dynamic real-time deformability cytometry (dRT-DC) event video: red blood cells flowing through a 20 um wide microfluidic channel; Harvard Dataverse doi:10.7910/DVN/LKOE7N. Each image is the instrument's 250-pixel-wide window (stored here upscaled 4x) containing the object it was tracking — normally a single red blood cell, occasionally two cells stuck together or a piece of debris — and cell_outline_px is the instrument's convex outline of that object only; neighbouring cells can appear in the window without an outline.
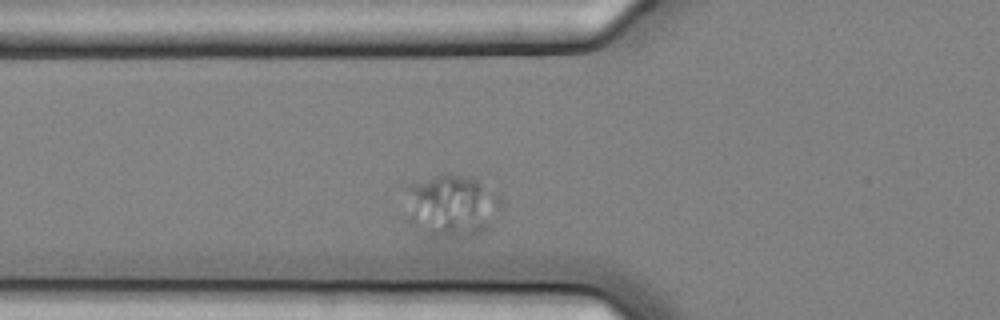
{"species": "common noctule bat (a hibernating species)", "species_latin": "Nyctalus noctula", "temperature_condition": "cold", "stored_images_in_passage": 3, "camera_frame_rate_fps": 3000, "um_per_image_px": 0.085, "animal": {"sex": "female", "body_mass_g": 25.1}, "frame": {"image": 1, "passage_image": 3, "time_ms": 0.667, "image_size_px": [1000, 320], "cell_outline_px": [[504, 208], [492, 228], [480, 236], [472, 240], [424, 240], [400, 216], [404, 188], [408, 184], [440, 172], [448, 172], [472, 176], [500, 196], [504, 200]], "centroid_in_image_um": [38.28, 17.61], "position_along_channel_um": 87.5, "area_um2": 39.71}}